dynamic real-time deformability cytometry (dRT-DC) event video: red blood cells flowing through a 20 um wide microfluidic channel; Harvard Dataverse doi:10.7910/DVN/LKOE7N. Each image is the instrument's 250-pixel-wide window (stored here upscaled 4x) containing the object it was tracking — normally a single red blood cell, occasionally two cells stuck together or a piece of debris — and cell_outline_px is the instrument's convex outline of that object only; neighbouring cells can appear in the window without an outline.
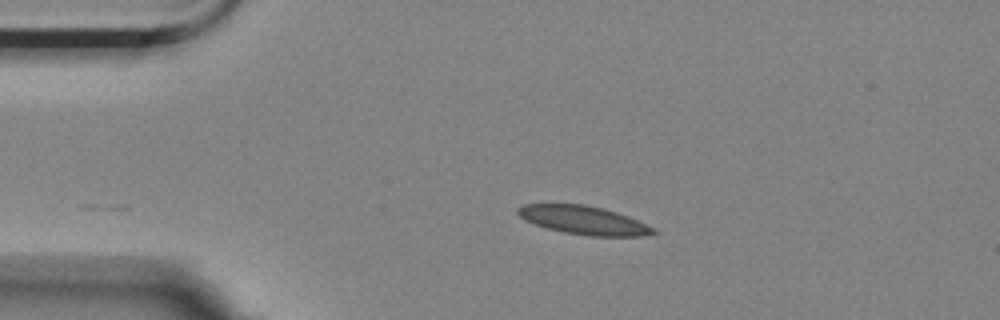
{"species": "Egyptian fruit bat (a non-hibernating species)", "species_latin": "Rousettus aegyptiacus", "temperature_condition": "room temperature", "stored_images_in_passage": 23, "camera_frame_rate_fps": 3000, "um_per_image_px": 0.085, "animal": {"sex": "female"}, "frame": {"image": 1, "passage_image": 1, "time_ms": 0.0, "image_size_px": [1000, 320], "cell_outline_px": [[660, 232], [640, 236], [588, 236], [564, 232], [548, 228], [524, 220], [516, 212], [516, 208], [524, 204], [584, 204], [616, 212], [628, 216], [656, 228]], "centroid_in_image_um": [49.63, 18.72], "position_along_channel_um": 35.4, "area_um2": 22.43}}
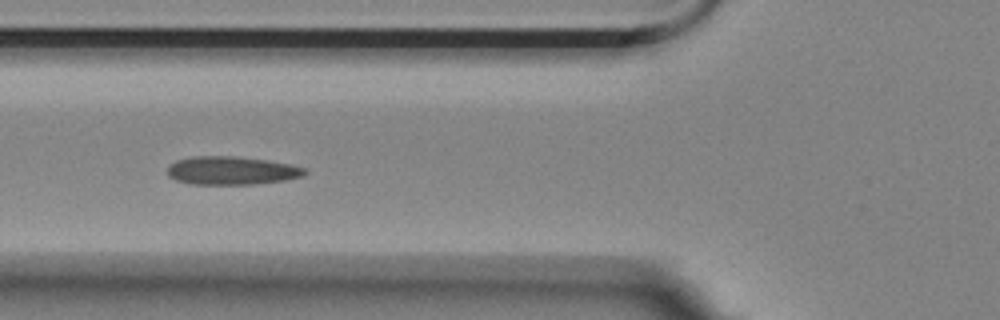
{"frame": {"image": 2, "passage_image": 10, "time_ms": 3.0, "image_size_px": [1000, 320], "cell_outline_px": [[308, 172], [304, 176], [284, 180], [252, 184], [192, 184], [176, 180], [168, 176], [168, 164], [176, 160], [192, 156], [236, 156], [268, 160], [292, 164], [304, 168]], "centroid_in_image_um": [19.68, 14.49], "position_along_channel_um": 106.1, "area_um2": 22.77}}
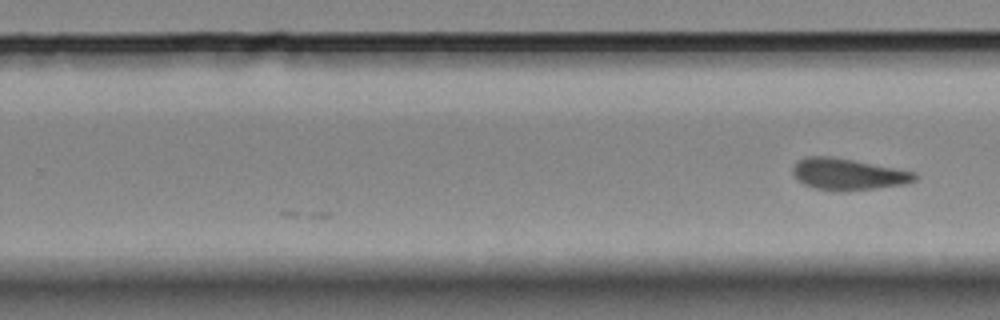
{"frame": {"image": 3, "passage_image": 23, "time_ms": 7.333, "image_size_px": [1000, 320], "cell_outline_px": [[916, 180], [904, 184], [872, 188], [816, 188], [804, 184], [796, 180], [792, 172], [792, 168], [800, 160], [808, 156], [832, 156], [916, 172]], "centroid_in_image_um": [72.07, 14.76], "position_along_channel_um": 257.7, "area_um2": 21.39}}